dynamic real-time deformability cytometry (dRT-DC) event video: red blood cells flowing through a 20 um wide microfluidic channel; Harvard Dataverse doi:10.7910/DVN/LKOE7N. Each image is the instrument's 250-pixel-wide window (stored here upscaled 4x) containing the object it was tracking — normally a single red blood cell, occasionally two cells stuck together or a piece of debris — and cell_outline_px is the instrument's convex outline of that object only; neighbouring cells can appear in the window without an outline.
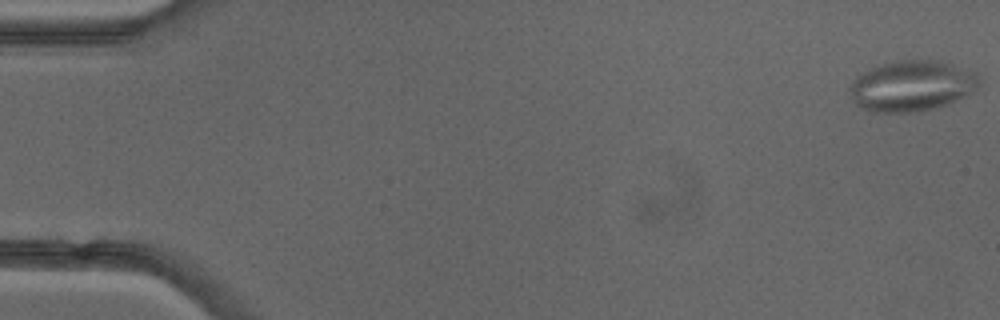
{"species": "common noctule bat (a hibernating species)", "species_latin": "Nyctalus noctula", "temperature_condition": "cold", "stored_images_in_passage": 9, "camera_frame_rate_fps": 3000, "um_per_image_px": 0.085, "animal": {"sex": "female"}, "frame": {"image": 1, "passage_image": 1, "time_ms": 0.0, "image_size_px": [1000, 320], "cell_outline_px": [[980, 84], [972, 92], [948, 104], [916, 112], [868, 112], [860, 108], [856, 104], [848, 88], [852, 80], [856, 76], [868, 68], [880, 64], [896, 60], [940, 60], [976, 72], [980, 76]], "centroid_in_image_um": [77.48, 7.29], "position_along_channel_um": 7.5, "area_um2": 38.67}}